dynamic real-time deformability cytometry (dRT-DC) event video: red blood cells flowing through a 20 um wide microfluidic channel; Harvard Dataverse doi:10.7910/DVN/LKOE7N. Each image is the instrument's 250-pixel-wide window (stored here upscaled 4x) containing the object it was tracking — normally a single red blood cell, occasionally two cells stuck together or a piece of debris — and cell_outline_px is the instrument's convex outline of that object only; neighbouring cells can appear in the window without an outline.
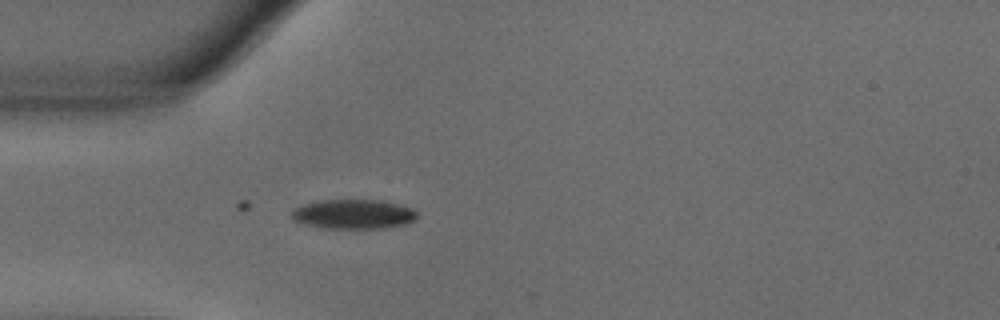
{"species": "common noctule bat (a hibernating species)", "species_latin": "Nyctalus noctula", "temperature_condition": "warm", "stored_images_in_passage": 6, "camera_frame_rate_fps": 3000, "um_per_image_px": 0.085, "animal": {"sex": "male", "body_mass_g": 18.8}, "frame": {"image": 1, "passage_image": 1, "time_ms": 0.0, "image_size_px": [1000, 320], "cell_outline_px": [[416, 220], [404, 224], [384, 228], [324, 228], [292, 220], [292, 212], [296, 208], [304, 204], [320, 200], [380, 200], [412, 208], [416, 212]], "centroid_in_image_um": [30.05, 18.2], "position_along_channel_um": 54.9, "area_um2": 21.27}}
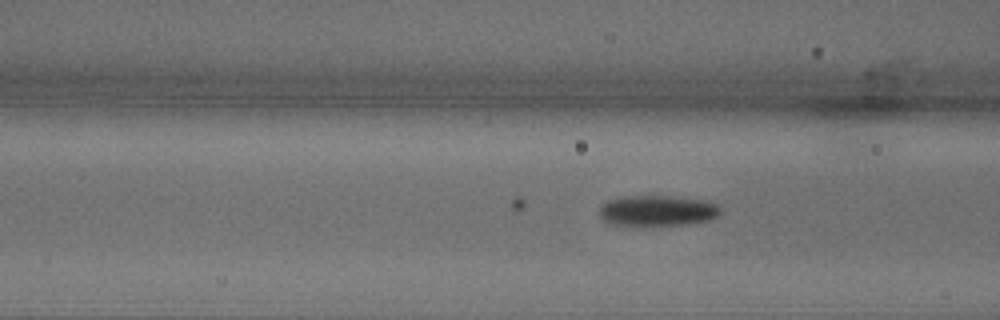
{"frame": {"image": 2, "passage_image": 6, "time_ms": 1.667, "image_size_px": [1000, 320], "cell_outline_px": [[724, 208], [716, 216], [708, 220], [680, 224], [616, 224], [604, 220], [600, 216], [600, 204], [608, 200], [620, 196], [668, 196], [704, 200], [716, 204]], "centroid_in_image_um": [55.87, 17.87], "position_along_channel_um": 110.7, "area_um2": 21.15}}